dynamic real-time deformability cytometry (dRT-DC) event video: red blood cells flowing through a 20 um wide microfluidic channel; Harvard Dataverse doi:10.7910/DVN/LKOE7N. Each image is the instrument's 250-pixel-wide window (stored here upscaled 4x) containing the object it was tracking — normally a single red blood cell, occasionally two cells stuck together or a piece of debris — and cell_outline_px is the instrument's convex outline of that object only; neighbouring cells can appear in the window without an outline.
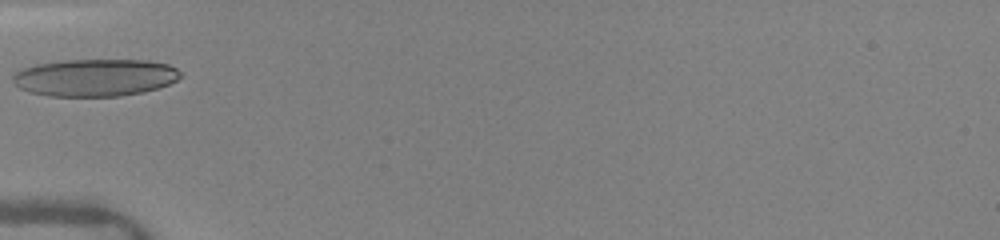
{"species": "human", "species_latin": "Homo sapiens", "temperature_condition": "warm", "stored_images_in_passage": 24, "camera_frame_rate_fps": 3000, "um_per_image_px": 0.085, "donor": {"sex": "female"}, "frame": {"image": 1, "passage_image": 3, "time_ms": 1.667, "image_size_px": [1000, 240], "cell_outline_px": [[180, 76], [176, 80], [168, 84], [156, 88], [140, 92], [120, 96], [48, 96], [28, 92], [20, 88], [12, 80], [12, 76], [20, 68], [36, 64], [64, 60], [148, 60], [168, 64], [176, 68], [180, 72]], "centroid_in_image_um": [8.03, 6.59], "position_along_channel_um": 77.0, "area_um2": 36.47}}
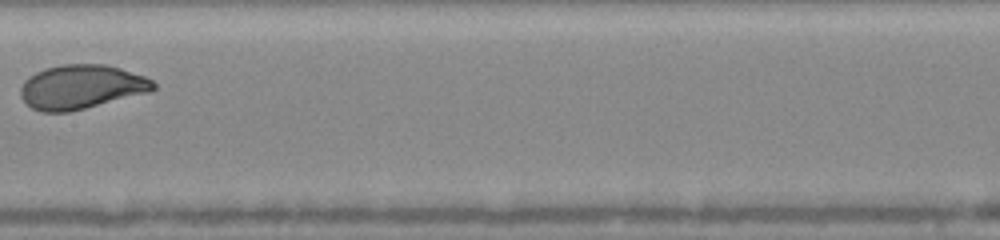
{"frame": {"image": 2, "passage_image": 8, "time_ms": 4.667, "image_size_px": [1000, 240], "cell_outline_px": [[156, 88], [148, 92], [68, 112], [44, 112], [32, 108], [20, 96], [20, 88], [24, 80], [28, 76], [44, 68], [60, 64], [104, 64], [120, 68], [144, 76], [152, 80], [156, 84]], "centroid_in_image_um": [6.88, 7.37], "position_along_channel_um": 200.5, "area_um2": 33.99}}
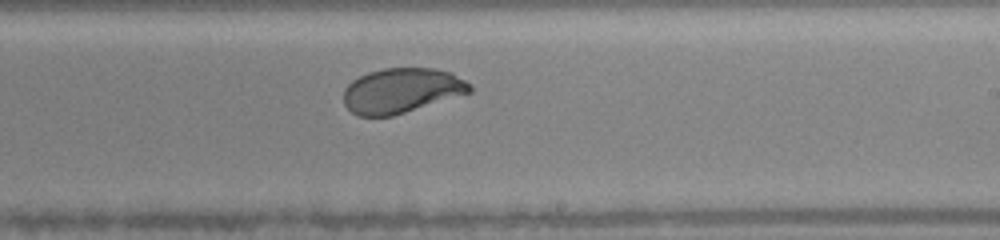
{"frame": {"image": 3, "passage_image": 10, "time_ms": 6.0, "image_size_px": [1000, 240], "cell_outline_px": [[472, 92], [392, 116], [356, 116], [344, 104], [344, 88], [352, 80], [368, 72], [384, 68], [436, 68], [452, 72], [472, 84]], "centroid_in_image_um": [34.15, 7.69], "position_along_channel_um": 254.9, "area_um2": 33.18}, "authors_computed_cell_mechanics": {"area_um2": 34.4199, "velocity_mm_per_s": 4.0993, "shape_relaxation_time_tau1_ms": 2.4822, "shape_relaxation_time_tau2_ms": null, "deformation_change_tau1": 0.1486, "deformation_change_tau2": null}}